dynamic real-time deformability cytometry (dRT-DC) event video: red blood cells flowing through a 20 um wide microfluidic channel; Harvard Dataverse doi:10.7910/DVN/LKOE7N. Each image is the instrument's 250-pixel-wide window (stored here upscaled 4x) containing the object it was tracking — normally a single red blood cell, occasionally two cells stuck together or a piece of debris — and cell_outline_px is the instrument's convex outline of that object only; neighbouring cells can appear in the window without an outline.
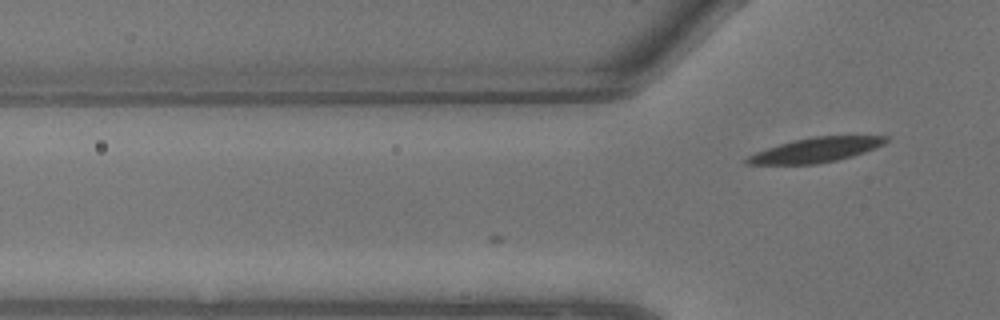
{"species": "common noctule bat (a hibernating species)", "species_latin": "Nyctalus noctula", "temperature_condition": "warm", "stored_images_in_passage": 2, "camera_frame_rate_fps": 3000, "um_per_image_px": 0.085, "animal": {"sex": "male", "body_mass_g": 13.3}, "frame": {"image": 1, "passage_image": 2, "time_ms": 0.333, "image_size_px": [1000, 320], "cell_outline_px": [[888, 140], [884, 144], [876, 148], [852, 156], [836, 160], [816, 164], [744, 164], [744, 160], [748, 156], [756, 152], [780, 144], [796, 140], [816, 136], [888, 136]], "centroid_in_image_um": [69.36, 12.75], "position_along_channel_um": 56.4, "area_um2": 19.65}}